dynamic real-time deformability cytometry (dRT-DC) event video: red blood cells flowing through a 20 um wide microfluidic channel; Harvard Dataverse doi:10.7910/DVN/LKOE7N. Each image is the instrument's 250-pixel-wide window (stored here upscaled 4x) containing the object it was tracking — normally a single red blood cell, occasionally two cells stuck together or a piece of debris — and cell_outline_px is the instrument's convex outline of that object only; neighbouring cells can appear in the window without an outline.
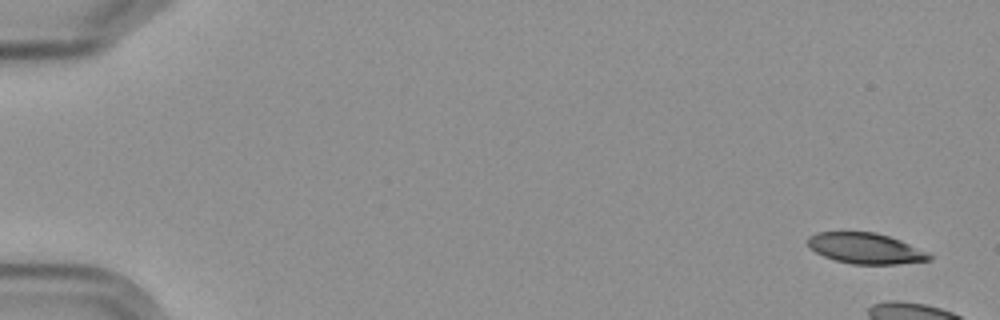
{"species": "Egyptian fruit bat (a non-hibernating species)", "species_latin": "Rousettus aegyptiacus", "temperature_condition": "cold", "stored_images_in_passage": 7, "camera_frame_rate_fps": 3000, "um_per_image_px": 0.085, "frame": {"image": 1, "passage_image": 1, "time_ms": 0.0, "image_size_px": [1000, 320], "cell_outline_px": [[932, 260], [896, 264], [852, 264], [836, 260], [824, 256], [816, 252], [808, 244], [808, 236], [816, 232], [876, 232], [900, 240], [928, 252], [932, 256]], "centroid_in_image_um": [73.59, 21.11], "position_along_channel_um": 11.4, "area_um2": 21.62}}
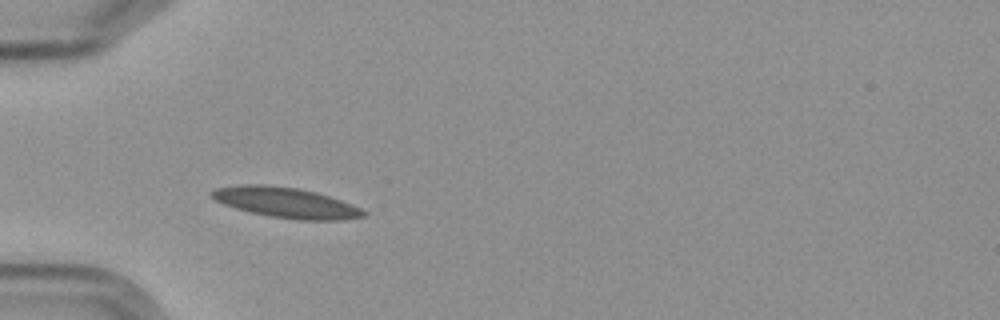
{"frame": {"image": 2, "passage_image": 6, "time_ms": 6.667, "image_size_px": [1000, 320], "cell_outline_px": [[368, 212], [364, 216], [344, 220], [296, 220], [268, 216], [236, 208], [212, 200], [208, 196], [208, 192], [216, 188], [244, 184], [260, 184], [296, 188], [316, 192], [352, 204]], "centroid_in_image_um": [24.26, 17.22], "position_along_channel_um": 60.7, "area_um2": 26.93}}